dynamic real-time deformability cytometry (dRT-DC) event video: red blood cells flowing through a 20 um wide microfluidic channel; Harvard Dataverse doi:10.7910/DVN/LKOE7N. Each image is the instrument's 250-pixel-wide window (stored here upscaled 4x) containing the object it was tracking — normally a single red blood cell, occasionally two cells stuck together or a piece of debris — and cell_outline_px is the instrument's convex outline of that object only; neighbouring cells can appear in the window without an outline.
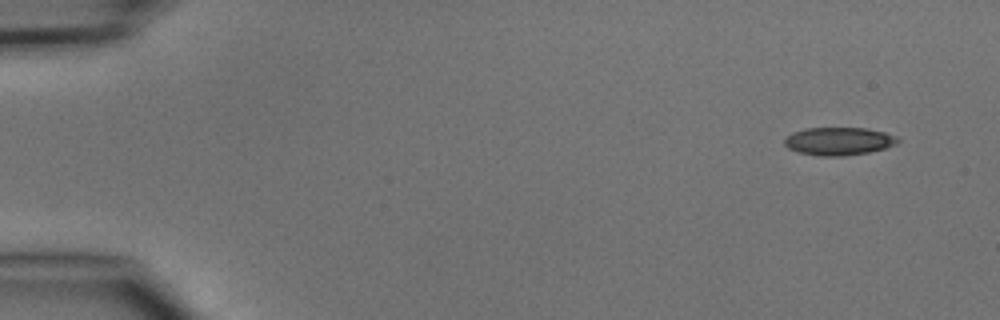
{"species": "common noctule bat (a hibernating species)", "species_latin": "Nyctalus noctula", "temperature_condition": "cold", "stored_images_in_passage": 5, "camera_frame_rate_fps": 3000, "um_per_image_px": 0.085, "animal": {"sex": "male", "body_mass_g": 15.6}, "frame": {"image": 1, "passage_image": 1, "time_ms": 0.0, "image_size_px": [1000, 320], "cell_outline_px": [[900, 140], [896, 144], [884, 148], [868, 152], [840, 156], [820, 156], [800, 152], [788, 148], [784, 144], [784, 140], [792, 132], [804, 128], [868, 128], [884, 132], [896, 136]], "centroid_in_image_um": [71.29, 11.99], "position_along_channel_um": 13.7, "area_um2": 18.32}}
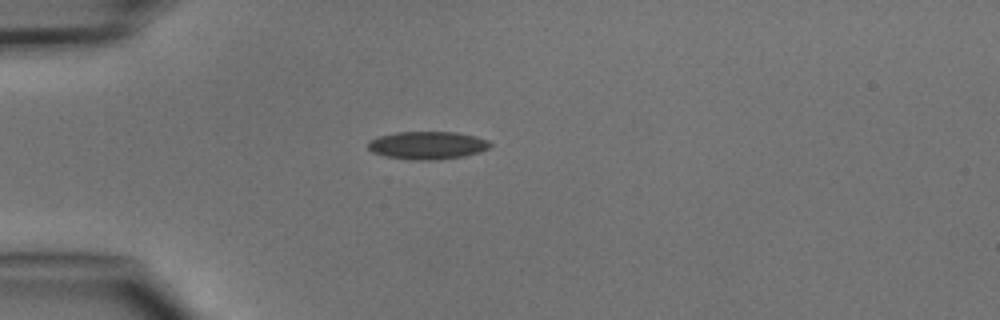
{"frame": {"image": 2, "passage_image": 4, "time_ms": 3.333, "image_size_px": [1000, 320], "cell_outline_px": [[492, 144], [488, 148], [480, 152], [464, 156], [436, 160], [408, 160], [384, 156], [372, 152], [368, 148], [368, 140], [376, 136], [396, 132], [456, 132], [476, 136], [488, 140]], "centroid_in_image_um": [36.3, 12.35], "position_along_channel_um": 48.7, "area_um2": 20.11}}